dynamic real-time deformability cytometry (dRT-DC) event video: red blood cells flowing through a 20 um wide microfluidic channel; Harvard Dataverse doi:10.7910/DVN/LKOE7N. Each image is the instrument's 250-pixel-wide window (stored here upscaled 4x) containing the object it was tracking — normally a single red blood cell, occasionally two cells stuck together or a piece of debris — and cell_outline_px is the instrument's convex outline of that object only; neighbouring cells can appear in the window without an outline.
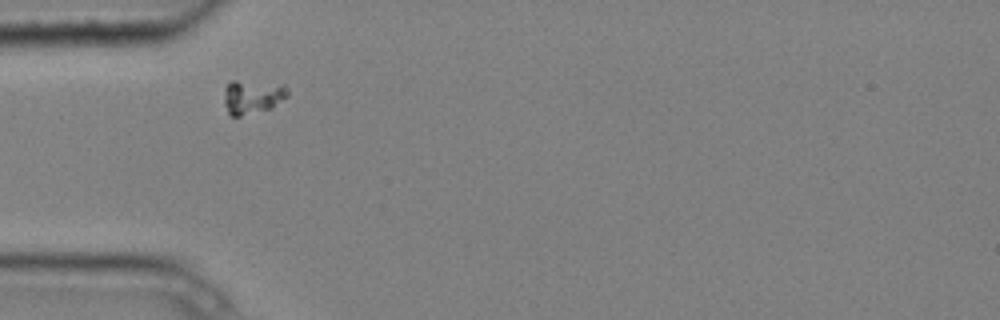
{"species": "common noctule bat (a hibernating species)", "species_latin": "Nyctalus noctula", "temperature_condition": "cold", "stored_images_in_passage": 2, "camera_frame_rate_fps": 3000, "um_per_image_px": 0.085, "animal": {"sex": "male", "body_mass_g": 20.4}, "frame": {"image": 1, "passage_image": 1, "time_ms": 0.0, "image_size_px": [1000, 320], "cell_outline_px": [[288, 96], [272, 108], [240, 116], [232, 116], [228, 112], [224, 104], [224, 88], [232, 80], [236, 80], [284, 84], [288, 88]], "centroid_in_image_um": [21.47, 8.21], "position_along_channel_um": 63.5, "area_um2": 12.72}}
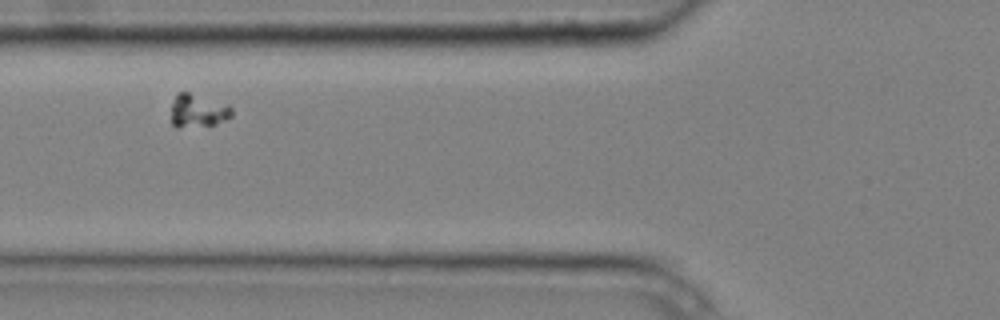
{"frame": {"image": 2, "passage_image": 2, "time_ms": 0.333, "image_size_px": [1000, 320], "cell_outline_px": [[232, 116], [216, 124], [176, 128], [172, 124], [172, 104], [176, 92], [188, 92], [228, 104], [232, 108]], "centroid_in_image_um": [16.82, 9.41], "position_along_channel_um": 109.0, "area_um2": 11.73}}